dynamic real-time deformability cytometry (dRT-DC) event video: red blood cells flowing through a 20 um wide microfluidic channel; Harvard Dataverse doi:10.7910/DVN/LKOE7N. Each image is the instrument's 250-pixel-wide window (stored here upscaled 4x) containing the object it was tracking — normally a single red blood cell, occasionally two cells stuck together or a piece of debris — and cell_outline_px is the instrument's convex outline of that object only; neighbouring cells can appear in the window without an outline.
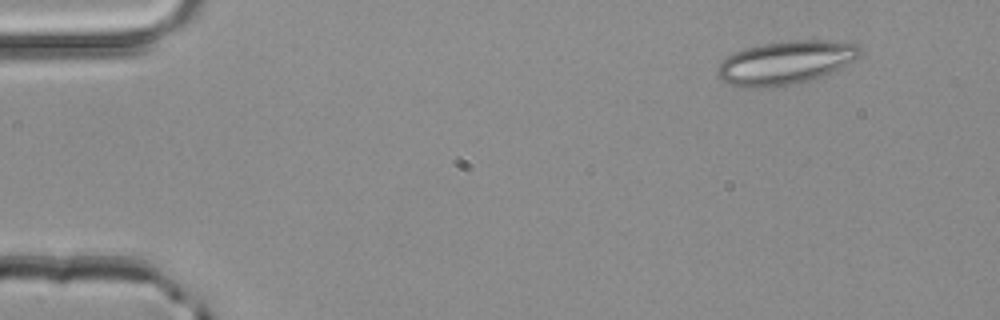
{"species": "common noctule bat (a hibernating species)", "species_latin": "Nyctalus noctula", "temperature_condition": "room temperature", "stored_images_in_passage": 3, "camera_frame_rate_fps": 3000, "um_per_image_px": 0.085, "animal": {"sex": "male", "body_mass_g": 20.4}, "frame": {"image": 1, "passage_image": 1, "time_ms": 0.0, "image_size_px": [1000, 320], "cell_outline_px": [[864, 52], [852, 60], [832, 72], [808, 80], [792, 84], [772, 88], [740, 88], [716, 76], [716, 68], [720, 60], [744, 48], [764, 44], [788, 40], [832, 40], [856, 44]], "centroid_in_image_um": [66.73, 5.32], "position_along_channel_um": 18.3, "area_um2": 36.13}}